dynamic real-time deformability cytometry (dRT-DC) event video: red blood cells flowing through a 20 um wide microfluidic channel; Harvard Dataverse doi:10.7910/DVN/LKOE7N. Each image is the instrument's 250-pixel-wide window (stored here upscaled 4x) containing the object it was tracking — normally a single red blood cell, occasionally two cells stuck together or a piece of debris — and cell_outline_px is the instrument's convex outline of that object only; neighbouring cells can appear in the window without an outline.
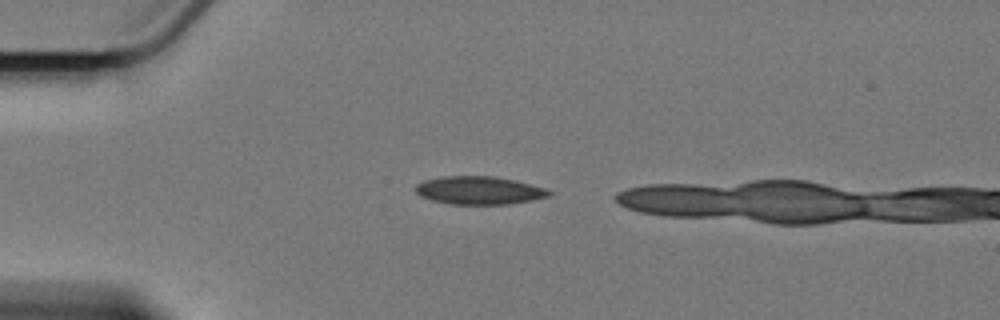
{"species": "Egyptian fruit bat (a non-hibernating species)", "species_latin": "Rousettus aegyptiacus", "temperature_condition": "cold", "stored_images_in_passage": 4, "camera_frame_rate_fps": 3000, "um_per_image_px": 0.085, "animal": {"sex": "female"}, "frame": {"image": 1, "passage_image": 1, "time_ms": 0.0, "image_size_px": [1000, 320], "cell_outline_px": [[552, 196], [532, 200], [508, 204], [452, 204], [432, 200], [420, 196], [416, 192], [416, 184], [424, 180], [440, 176], [492, 176], [516, 180], [544, 188], [552, 192]], "centroid_in_image_um": [40.73, 16.18], "position_along_channel_um": 44.3, "area_um2": 21.85}}